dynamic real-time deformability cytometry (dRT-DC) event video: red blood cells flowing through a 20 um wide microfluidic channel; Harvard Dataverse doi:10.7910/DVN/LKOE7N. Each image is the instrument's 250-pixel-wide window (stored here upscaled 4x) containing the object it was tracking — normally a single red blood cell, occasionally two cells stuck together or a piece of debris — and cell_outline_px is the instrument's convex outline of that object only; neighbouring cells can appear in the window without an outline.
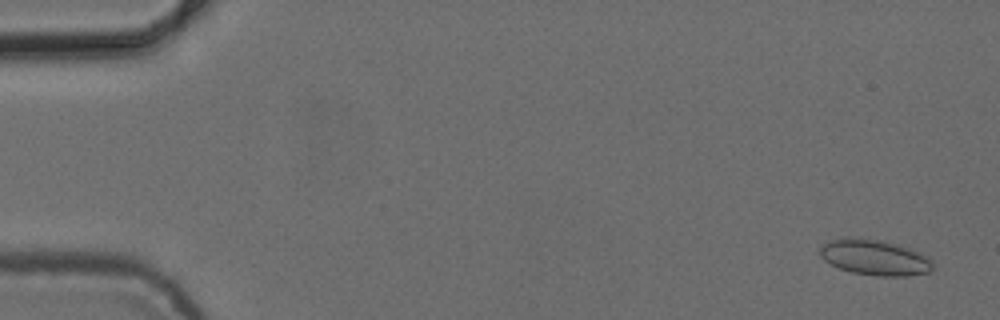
{"species": "common noctule bat (a hibernating species)", "species_latin": "Nyctalus noctula", "temperature_condition": "cold", "stored_images_in_passage": 54, "camera_frame_rate_fps": 3000, "um_per_image_px": 0.085, "animal": {"sex": "female", "body_mass_g": 24.6, "forearm_length_mm": 56.2}, "frame": {"image": 1, "passage_image": 3, "time_ms": 0.667, "image_size_px": [1000, 320], "cell_outline_px": [[932, 272], [908, 276], [876, 276], [852, 272], [840, 268], [824, 260], [820, 256], [820, 248], [824, 244], [832, 240], [848, 236], [880, 240], [912, 248], [928, 256], [932, 260]], "centroid_in_image_um": [74.39, 21.88], "position_along_channel_um": 10.6, "area_um2": 23.58}}
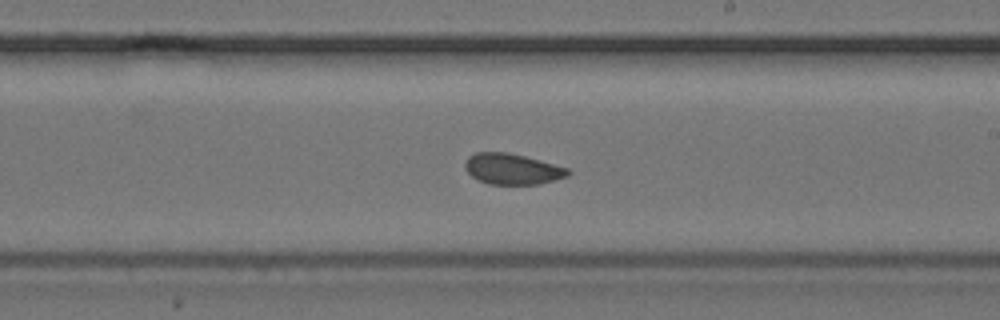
{"frame": {"image": 2, "passage_image": 32, "time_ms": 10.333, "image_size_px": [1000, 320], "cell_outline_px": [[572, 172], [568, 176], [536, 184], [488, 184], [472, 176], [464, 168], [464, 164], [468, 156], [476, 152], [508, 152], [524, 156], [568, 168]], "centroid_in_image_um": [43.52, 14.35], "position_along_channel_um": 245.5, "area_um2": 18.32}}
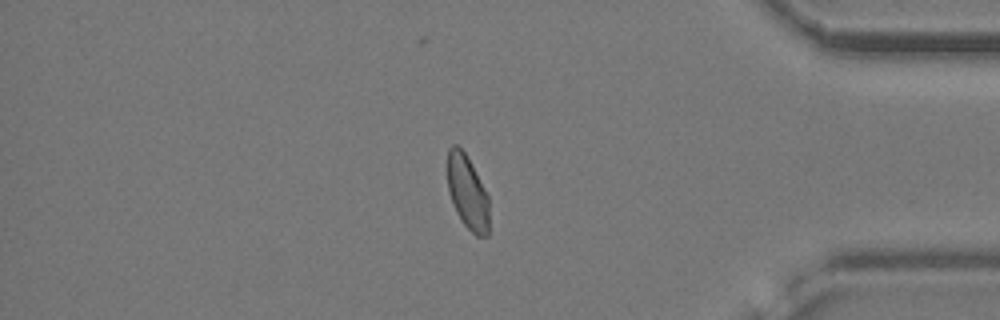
{"frame": {"image": 3, "passage_image": 46, "time_ms": 15.0, "image_size_px": [1000, 320], "cell_outline_px": [[488, 236], [476, 236], [464, 224], [456, 212], [448, 192], [448, 148], [452, 144], [456, 144], [464, 152], [484, 188], [488, 196]], "centroid_in_image_um": [39.72, 16.36], "position_along_channel_um": 395.5, "area_um2": 17.63}, "authors_computed_cell_mechanics": {"area_um2": 19.1896, "velocity_mm_per_s": 3.8533, "shape_relaxation_time_tau1_ms": 10.2236, "shape_relaxation_time_tau2_ms": 1.3315, "deformation_change_tau1": 0.1166, "deformation_change_tau2": 0.0509}}